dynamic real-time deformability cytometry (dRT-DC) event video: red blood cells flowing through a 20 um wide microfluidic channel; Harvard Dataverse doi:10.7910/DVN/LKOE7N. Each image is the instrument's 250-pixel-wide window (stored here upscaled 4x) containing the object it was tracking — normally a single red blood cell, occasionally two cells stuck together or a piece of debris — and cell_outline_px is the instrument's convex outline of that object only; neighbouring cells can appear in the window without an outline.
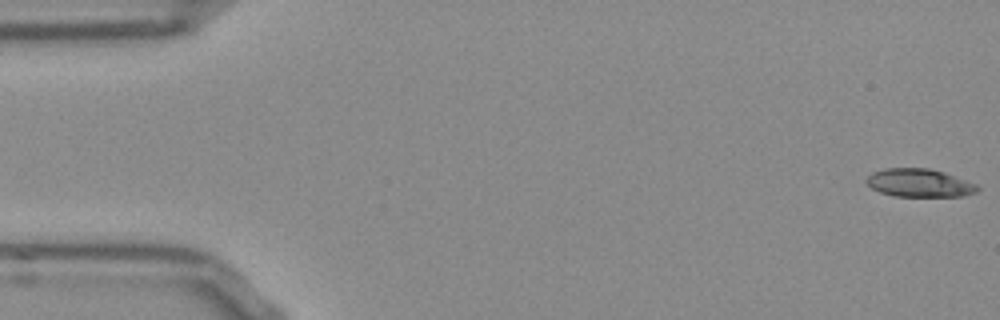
{"species": "Egyptian fruit bat (a non-hibernating species)", "species_latin": "Rousettus aegyptiacus", "temperature_condition": "room temperature", "stored_images_in_passage": 53, "camera_frame_rate_fps": 3000, "um_per_image_px": 0.085, "frame": {"image": 1, "passage_image": 1, "time_ms": 0.0, "image_size_px": [1000, 320], "cell_outline_px": [[980, 188], [976, 192], [964, 196], [892, 196], [880, 192], [872, 188], [864, 180], [872, 172], [884, 168], [928, 168], [944, 172], [976, 184]], "centroid_in_image_um": [78.12, 15.55], "position_along_channel_um": 6.9, "area_um2": 18.21}}
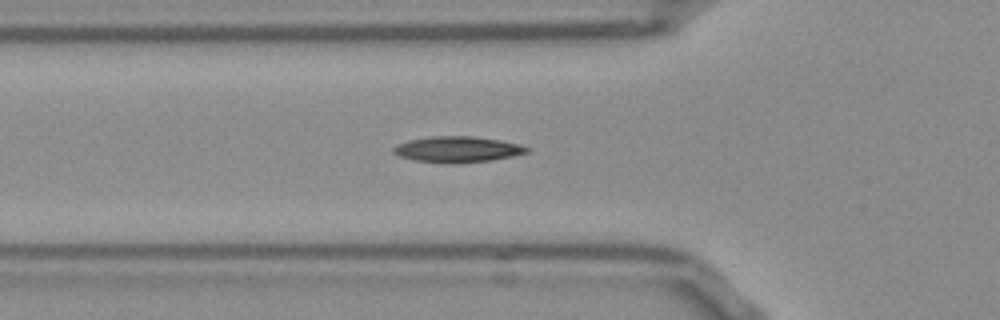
{"frame": {"image": 2, "passage_image": 18, "time_ms": 5.667, "image_size_px": [1000, 320], "cell_outline_px": [[532, 148], [528, 152], [512, 156], [492, 160], [452, 164], [448, 164], [416, 160], [400, 156], [392, 152], [392, 148], [400, 144], [412, 140], [432, 136], [472, 136], [500, 140], [520, 144]], "centroid_in_image_um": [38.94, 12.7], "position_along_channel_um": 86.9, "area_um2": 20.06}}
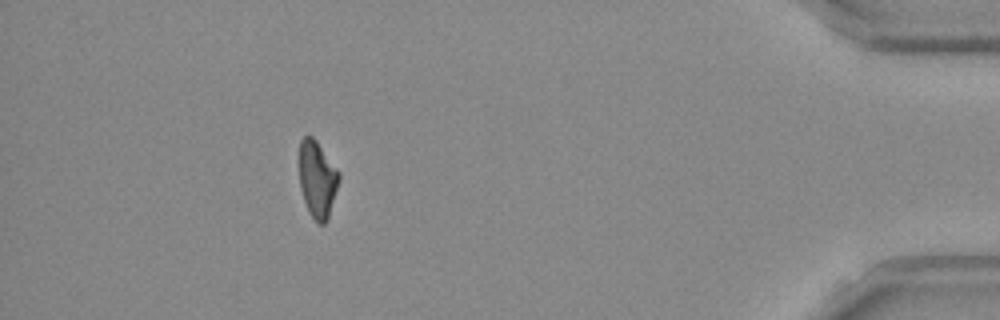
{"frame": {"image": 3, "passage_image": 48, "time_ms": 15.667, "image_size_px": [1000, 320], "cell_outline_px": [[340, 180], [328, 220], [324, 224], [320, 224], [308, 212], [300, 188], [300, 140], [304, 136], [312, 136], [316, 140], [340, 172]], "centroid_in_image_um": [26.99, 15.24], "position_along_channel_um": 408.2, "area_um2": 17.8}, "authors_computed_cell_mechanics": {"area_um2": 18.6116, "velocity_mm_per_s": 3.799, "shape_relaxation_time_tau1_ms": 10.8427, "shape_relaxation_time_tau2_ms": 7.3595, "deformation_change_tau1": 0.2466, "deformation_change_tau2": 0.1479}}